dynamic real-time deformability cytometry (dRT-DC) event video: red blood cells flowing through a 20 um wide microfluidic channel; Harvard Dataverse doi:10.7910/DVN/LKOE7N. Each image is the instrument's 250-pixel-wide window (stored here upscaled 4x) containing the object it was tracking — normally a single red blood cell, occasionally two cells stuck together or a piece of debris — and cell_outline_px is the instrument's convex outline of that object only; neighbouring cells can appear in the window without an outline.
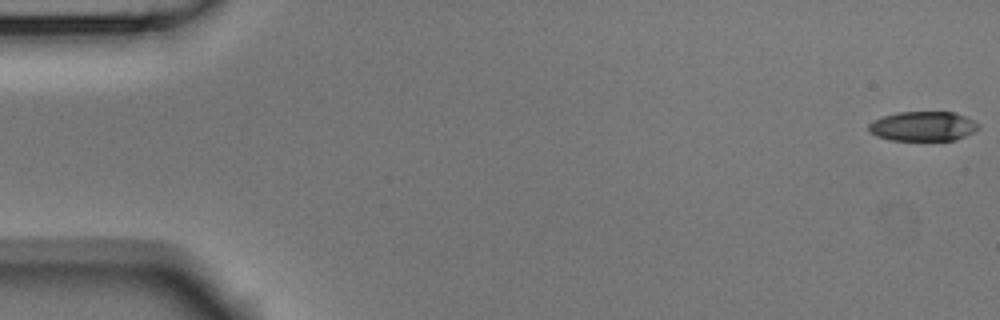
{"species": "Egyptian fruit bat (a non-hibernating species)", "species_latin": "Rousettus aegyptiacus", "temperature_condition": "room temperature", "stored_images_in_passage": 54, "camera_frame_rate_fps": 3000, "um_per_image_px": 0.085, "animal": {"sex": "male"}, "frame": {"image": 1, "passage_image": 1, "time_ms": 0.0, "image_size_px": [1000, 320], "cell_outline_px": [[980, 128], [956, 140], [888, 140], [876, 136], [868, 132], [868, 124], [872, 120], [896, 112], [956, 112], [980, 124]], "centroid_in_image_um": [78.42, 10.73], "position_along_channel_um": 6.6, "area_um2": 19.07}}
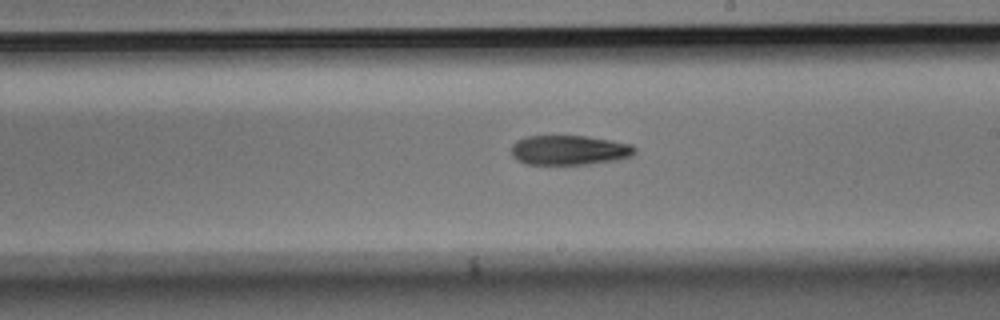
{"frame": {"image": 2, "passage_image": 31, "time_ms": 10.0, "image_size_px": [1000, 320], "cell_outline_px": [[636, 152], [632, 156], [620, 160], [588, 164], [528, 164], [516, 160], [512, 156], [512, 144], [516, 140], [524, 136], [588, 136], [612, 140], [632, 144], [636, 148]], "centroid_in_image_um": [48.42, 12.76], "position_along_channel_um": 240.6, "area_um2": 21.68}}
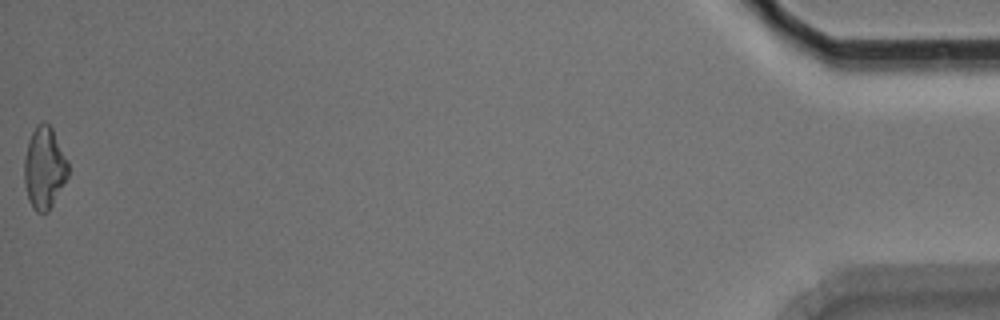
{"frame": {"image": 3, "passage_image": 54, "time_ms": 17.667, "image_size_px": [1000, 320], "cell_outline_px": [[68, 176], [48, 212], [36, 212], [32, 208], [28, 200], [24, 184], [24, 160], [28, 140], [36, 124], [44, 120], [52, 128], [68, 160]], "centroid_in_image_um": [3.75, 14.26], "position_along_channel_um": 431.4, "area_um2": 21.1}}